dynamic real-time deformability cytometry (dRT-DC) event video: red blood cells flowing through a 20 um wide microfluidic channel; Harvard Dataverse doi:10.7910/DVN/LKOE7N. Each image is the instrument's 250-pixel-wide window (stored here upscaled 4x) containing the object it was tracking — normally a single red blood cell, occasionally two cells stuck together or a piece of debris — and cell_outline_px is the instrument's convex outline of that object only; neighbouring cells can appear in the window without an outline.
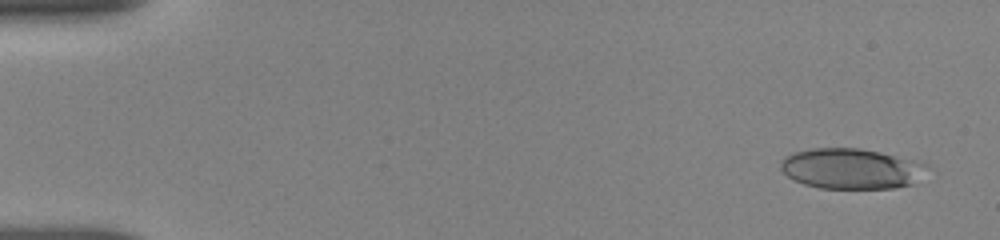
{"species": "human", "species_latin": "Homo sapiens", "temperature_condition": "room temperature", "stored_images_in_passage": 27, "camera_frame_rate_fps": 3000, "um_per_image_px": 0.085, "donor": {"sex": "female"}, "frame": {"image": 1, "passage_image": 1, "time_ms": 0.0, "image_size_px": [1000, 240], "cell_outline_px": [[916, 184], [896, 188], [820, 188], [804, 184], [788, 176], [780, 168], [780, 160], [796, 152], [812, 148], [860, 148], [880, 152], [908, 160], [912, 164]], "centroid_in_image_um": [72.1, 14.34], "position_along_channel_um": 12.9, "area_um2": 32.71}}
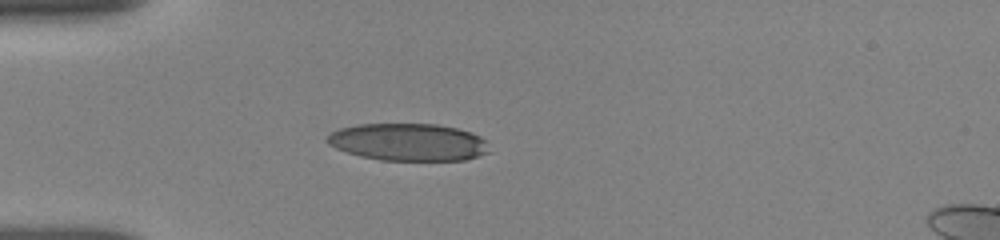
{"frame": {"image": 2, "passage_image": 20, "time_ms": 4.0, "image_size_px": [1000, 240], "cell_outline_px": [[488, 152], [464, 160], [380, 160], [360, 156], [336, 148], [328, 144], [324, 140], [332, 132], [340, 128], [360, 124], [436, 124], [456, 128], [480, 136], [484, 140]], "centroid_in_image_um": [34.65, 12.08], "position_along_channel_um": 50.3, "area_um2": 34.91}}
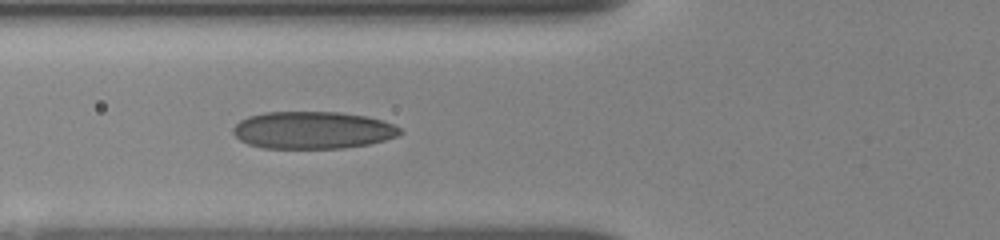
{"frame": {"image": 3, "passage_image": 26, "time_ms": 5.667, "image_size_px": [1000, 240], "cell_outline_px": [[404, 132], [396, 136], [384, 140], [368, 144], [344, 148], [264, 148], [248, 144], [240, 140], [232, 132], [232, 128], [240, 120], [248, 116], [264, 112], [340, 112], [368, 116], [384, 120], [400, 128]], "centroid_in_image_um": [26.58, 11.05], "position_along_channel_um": 99.2, "area_um2": 36.47}}